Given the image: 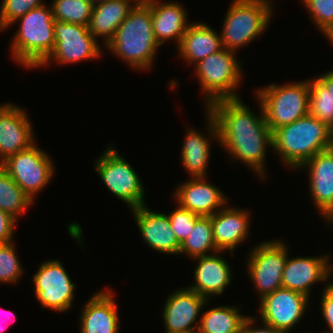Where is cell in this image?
<instances>
[{"label": "cell", "mask_w": 333, "mask_h": 333, "mask_svg": "<svg viewBox=\"0 0 333 333\" xmlns=\"http://www.w3.org/2000/svg\"><path fill=\"white\" fill-rule=\"evenodd\" d=\"M258 104L261 112L256 115L241 98L214 101L205 110L206 130L207 137L215 138L231 159L245 163L265 180L266 150L273 148V142L262 105Z\"/></svg>", "instance_id": "obj_1"}, {"label": "cell", "mask_w": 333, "mask_h": 333, "mask_svg": "<svg viewBox=\"0 0 333 333\" xmlns=\"http://www.w3.org/2000/svg\"><path fill=\"white\" fill-rule=\"evenodd\" d=\"M159 46L153 32L151 5L146 0H138L106 48L129 67L140 71L153 66Z\"/></svg>", "instance_id": "obj_2"}, {"label": "cell", "mask_w": 333, "mask_h": 333, "mask_svg": "<svg viewBox=\"0 0 333 333\" xmlns=\"http://www.w3.org/2000/svg\"><path fill=\"white\" fill-rule=\"evenodd\" d=\"M273 150L289 168L297 169L317 153L332 148V129L309 113L272 132Z\"/></svg>", "instance_id": "obj_3"}, {"label": "cell", "mask_w": 333, "mask_h": 333, "mask_svg": "<svg viewBox=\"0 0 333 333\" xmlns=\"http://www.w3.org/2000/svg\"><path fill=\"white\" fill-rule=\"evenodd\" d=\"M54 21L51 6L43 5L30 10L13 23L19 22L10 49L17 63L25 68H38L51 54L55 43Z\"/></svg>", "instance_id": "obj_4"}, {"label": "cell", "mask_w": 333, "mask_h": 333, "mask_svg": "<svg viewBox=\"0 0 333 333\" xmlns=\"http://www.w3.org/2000/svg\"><path fill=\"white\" fill-rule=\"evenodd\" d=\"M273 10L272 0H232L220 34L223 48L237 52L262 35Z\"/></svg>", "instance_id": "obj_5"}, {"label": "cell", "mask_w": 333, "mask_h": 333, "mask_svg": "<svg viewBox=\"0 0 333 333\" xmlns=\"http://www.w3.org/2000/svg\"><path fill=\"white\" fill-rule=\"evenodd\" d=\"M309 80L278 85L269 84L257 89L255 96L261 103L265 121L271 132L291 124L309 113Z\"/></svg>", "instance_id": "obj_6"}, {"label": "cell", "mask_w": 333, "mask_h": 333, "mask_svg": "<svg viewBox=\"0 0 333 333\" xmlns=\"http://www.w3.org/2000/svg\"><path fill=\"white\" fill-rule=\"evenodd\" d=\"M236 53L223 48L195 65L200 90L206 95L205 108L217 100L240 98L235 91L242 82V63Z\"/></svg>", "instance_id": "obj_7"}, {"label": "cell", "mask_w": 333, "mask_h": 333, "mask_svg": "<svg viewBox=\"0 0 333 333\" xmlns=\"http://www.w3.org/2000/svg\"><path fill=\"white\" fill-rule=\"evenodd\" d=\"M95 170L108 190L129 205L130 210L146 205L141 179L112 145L95 161Z\"/></svg>", "instance_id": "obj_8"}, {"label": "cell", "mask_w": 333, "mask_h": 333, "mask_svg": "<svg viewBox=\"0 0 333 333\" xmlns=\"http://www.w3.org/2000/svg\"><path fill=\"white\" fill-rule=\"evenodd\" d=\"M32 144L1 163V167L12 177L32 202L52 180L54 163L44 150Z\"/></svg>", "instance_id": "obj_9"}, {"label": "cell", "mask_w": 333, "mask_h": 333, "mask_svg": "<svg viewBox=\"0 0 333 333\" xmlns=\"http://www.w3.org/2000/svg\"><path fill=\"white\" fill-rule=\"evenodd\" d=\"M53 31L54 49L38 67H47L52 60L58 64L84 62L99 58L102 54L103 50L88 26L55 19Z\"/></svg>", "instance_id": "obj_10"}, {"label": "cell", "mask_w": 333, "mask_h": 333, "mask_svg": "<svg viewBox=\"0 0 333 333\" xmlns=\"http://www.w3.org/2000/svg\"><path fill=\"white\" fill-rule=\"evenodd\" d=\"M288 247L281 240L257 244L247 258V271L262 299L282 287V275L288 257Z\"/></svg>", "instance_id": "obj_11"}, {"label": "cell", "mask_w": 333, "mask_h": 333, "mask_svg": "<svg viewBox=\"0 0 333 333\" xmlns=\"http://www.w3.org/2000/svg\"><path fill=\"white\" fill-rule=\"evenodd\" d=\"M32 279L35 296L42 307L57 312L72 308L75 284L60 260L44 261Z\"/></svg>", "instance_id": "obj_12"}, {"label": "cell", "mask_w": 333, "mask_h": 333, "mask_svg": "<svg viewBox=\"0 0 333 333\" xmlns=\"http://www.w3.org/2000/svg\"><path fill=\"white\" fill-rule=\"evenodd\" d=\"M310 298L281 287L259 299V317L262 322L284 333H290L306 313Z\"/></svg>", "instance_id": "obj_13"}, {"label": "cell", "mask_w": 333, "mask_h": 333, "mask_svg": "<svg viewBox=\"0 0 333 333\" xmlns=\"http://www.w3.org/2000/svg\"><path fill=\"white\" fill-rule=\"evenodd\" d=\"M209 302L189 287L171 293L163 307L164 333H197L200 324L198 316Z\"/></svg>", "instance_id": "obj_14"}, {"label": "cell", "mask_w": 333, "mask_h": 333, "mask_svg": "<svg viewBox=\"0 0 333 333\" xmlns=\"http://www.w3.org/2000/svg\"><path fill=\"white\" fill-rule=\"evenodd\" d=\"M31 124L24 109L12 103L0 105V164L36 143Z\"/></svg>", "instance_id": "obj_15"}, {"label": "cell", "mask_w": 333, "mask_h": 333, "mask_svg": "<svg viewBox=\"0 0 333 333\" xmlns=\"http://www.w3.org/2000/svg\"><path fill=\"white\" fill-rule=\"evenodd\" d=\"M300 168L308 170L310 194L319 214L333 223V149L317 153Z\"/></svg>", "instance_id": "obj_16"}, {"label": "cell", "mask_w": 333, "mask_h": 333, "mask_svg": "<svg viewBox=\"0 0 333 333\" xmlns=\"http://www.w3.org/2000/svg\"><path fill=\"white\" fill-rule=\"evenodd\" d=\"M329 255L289 258L282 275V288L299 292L309 297L312 285L328 281L333 273ZM330 264V265H329Z\"/></svg>", "instance_id": "obj_17"}, {"label": "cell", "mask_w": 333, "mask_h": 333, "mask_svg": "<svg viewBox=\"0 0 333 333\" xmlns=\"http://www.w3.org/2000/svg\"><path fill=\"white\" fill-rule=\"evenodd\" d=\"M206 179V177H192L181 183L173 194L176 203L200 217H210L228 203L220 187H216Z\"/></svg>", "instance_id": "obj_18"}, {"label": "cell", "mask_w": 333, "mask_h": 333, "mask_svg": "<svg viewBox=\"0 0 333 333\" xmlns=\"http://www.w3.org/2000/svg\"><path fill=\"white\" fill-rule=\"evenodd\" d=\"M131 211L144 242L151 249L179 255L181 245L172 231L168 214L152 211L145 205Z\"/></svg>", "instance_id": "obj_19"}, {"label": "cell", "mask_w": 333, "mask_h": 333, "mask_svg": "<svg viewBox=\"0 0 333 333\" xmlns=\"http://www.w3.org/2000/svg\"><path fill=\"white\" fill-rule=\"evenodd\" d=\"M227 205L210 217L217 250L223 253L229 250L233 256L235 248L248 238L251 213L237 207H227Z\"/></svg>", "instance_id": "obj_20"}, {"label": "cell", "mask_w": 333, "mask_h": 333, "mask_svg": "<svg viewBox=\"0 0 333 333\" xmlns=\"http://www.w3.org/2000/svg\"><path fill=\"white\" fill-rule=\"evenodd\" d=\"M112 290L96 292L84 304L80 316V333H119V313Z\"/></svg>", "instance_id": "obj_21"}, {"label": "cell", "mask_w": 333, "mask_h": 333, "mask_svg": "<svg viewBox=\"0 0 333 333\" xmlns=\"http://www.w3.org/2000/svg\"><path fill=\"white\" fill-rule=\"evenodd\" d=\"M218 251L211 255L193 258L197 261L194 269L195 284L188 286L200 296L209 300L210 297L223 294L231 282V267Z\"/></svg>", "instance_id": "obj_22"}, {"label": "cell", "mask_w": 333, "mask_h": 333, "mask_svg": "<svg viewBox=\"0 0 333 333\" xmlns=\"http://www.w3.org/2000/svg\"><path fill=\"white\" fill-rule=\"evenodd\" d=\"M151 5V19L156 41L160 46L165 41H176L178 46L185 31L189 27L187 11L179 2H161L146 0Z\"/></svg>", "instance_id": "obj_23"}, {"label": "cell", "mask_w": 333, "mask_h": 333, "mask_svg": "<svg viewBox=\"0 0 333 333\" xmlns=\"http://www.w3.org/2000/svg\"><path fill=\"white\" fill-rule=\"evenodd\" d=\"M177 48L178 54L186 63L196 65L223 49V45L220 33L207 24L198 22L190 23Z\"/></svg>", "instance_id": "obj_24"}, {"label": "cell", "mask_w": 333, "mask_h": 333, "mask_svg": "<svg viewBox=\"0 0 333 333\" xmlns=\"http://www.w3.org/2000/svg\"><path fill=\"white\" fill-rule=\"evenodd\" d=\"M138 0H107L93 6L88 29L96 38L105 40V46L114 37L117 28ZM134 3V4H132Z\"/></svg>", "instance_id": "obj_25"}, {"label": "cell", "mask_w": 333, "mask_h": 333, "mask_svg": "<svg viewBox=\"0 0 333 333\" xmlns=\"http://www.w3.org/2000/svg\"><path fill=\"white\" fill-rule=\"evenodd\" d=\"M183 141L182 166L191 177H206L211 142L194 127L188 129Z\"/></svg>", "instance_id": "obj_26"}, {"label": "cell", "mask_w": 333, "mask_h": 333, "mask_svg": "<svg viewBox=\"0 0 333 333\" xmlns=\"http://www.w3.org/2000/svg\"><path fill=\"white\" fill-rule=\"evenodd\" d=\"M236 306H217L202 314L197 333H240L248 315Z\"/></svg>", "instance_id": "obj_27"}, {"label": "cell", "mask_w": 333, "mask_h": 333, "mask_svg": "<svg viewBox=\"0 0 333 333\" xmlns=\"http://www.w3.org/2000/svg\"><path fill=\"white\" fill-rule=\"evenodd\" d=\"M216 252L218 250L213 239L211 217H199L195 221L192 232L181 244L179 255H188L193 259Z\"/></svg>", "instance_id": "obj_28"}, {"label": "cell", "mask_w": 333, "mask_h": 333, "mask_svg": "<svg viewBox=\"0 0 333 333\" xmlns=\"http://www.w3.org/2000/svg\"><path fill=\"white\" fill-rule=\"evenodd\" d=\"M31 204L30 198L0 166V209L17 220Z\"/></svg>", "instance_id": "obj_29"}, {"label": "cell", "mask_w": 333, "mask_h": 333, "mask_svg": "<svg viewBox=\"0 0 333 333\" xmlns=\"http://www.w3.org/2000/svg\"><path fill=\"white\" fill-rule=\"evenodd\" d=\"M51 4L54 19L89 25L94 6L90 0H53Z\"/></svg>", "instance_id": "obj_30"}, {"label": "cell", "mask_w": 333, "mask_h": 333, "mask_svg": "<svg viewBox=\"0 0 333 333\" xmlns=\"http://www.w3.org/2000/svg\"><path fill=\"white\" fill-rule=\"evenodd\" d=\"M310 85L309 114L333 130V99L328 88L318 79H308Z\"/></svg>", "instance_id": "obj_31"}, {"label": "cell", "mask_w": 333, "mask_h": 333, "mask_svg": "<svg viewBox=\"0 0 333 333\" xmlns=\"http://www.w3.org/2000/svg\"><path fill=\"white\" fill-rule=\"evenodd\" d=\"M15 248L14 242L0 244V284L17 282L24 272Z\"/></svg>", "instance_id": "obj_32"}, {"label": "cell", "mask_w": 333, "mask_h": 333, "mask_svg": "<svg viewBox=\"0 0 333 333\" xmlns=\"http://www.w3.org/2000/svg\"><path fill=\"white\" fill-rule=\"evenodd\" d=\"M314 24L326 38L333 32V0H302Z\"/></svg>", "instance_id": "obj_33"}, {"label": "cell", "mask_w": 333, "mask_h": 333, "mask_svg": "<svg viewBox=\"0 0 333 333\" xmlns=\"http://www.w3.org/2000/svg\"><path fill=\"white\" fill-rule=\"evenodd\" d=\"M44 0H2L0 7V32L32 9L45 5Z\"/></svg>", "instance_id": "obj_34"}, {"label": "cell", "mask_w": 333, "mask_h": 333, "mask_svg": "<svg viewBox=\"0 0 333 333\" xmlns=\"http://www.w3.org/2000/svg\"><path fill=\"white\" fill-rule=\"evenodd\" d=\"M168 217L172 231L175 234L179 244L181 245L192 232L195 221L200 216L189 211L188 209L182 208L177 203V208L168 214Z\"/></svg>", "instance_id": "obj_35"}, {"label": "cell", "mask_w": 333, "mask_h": 333, "mask_svg": "<svg viewBox=\"0 0 333 333\" xmlns=\"http://www.w3.org/2000/svg\"><path fill=\"white\" fill-rule=\"evenodd\" d=\"M328 282L329 284L325 283L326 286L323 288L320 307L323 319L329 329L325 333H333V282L332 280Z\"/></svg>", "instance_id": "obj_36"}, {"label": "cell", "mask_w": 333, "mask_h": 333, "mask_svg": "<svg viewBox=\"0 0 333 333\" xmlns=\"http://www.w3.org/2000/svg\"><path fill=\"white\" fill-rule=\"evenodd\" d=\"M17 221L14 217L0 209V244L12 242Z\"/></svg>", "instance_id": "obj_37"}, {"label": "cell", "mask_w": 333, "mask_h": 333, "mask_svg": "<svg viewBox=\"0 0 333 333\" xmlns=\"http://www.w3.org/2000/svg\"><path fill=\"white\" fill-rule=\"evenodd\" d=\"M254 318V319H253ZM255 316H247L246 319L244 320V323L241 328L240 333H284L283 331L276 329L269 324H266L264 322H261L263 327L261 328H255Z\"/></svg>", "instance_id": "obj_38"}, {"label": "cell", "mask_w": 333, "mask_h": 333, "mask_svg": "<svg viewBox=\"0 0 333 333\" xmlns=\"http://www.w3.org/2000/svg\"><path fill=\"white\" fill-rule=\"evenodd\" d=\"M317 78L328 88L333 99V70L326 72L321 76L319 75Z\"/></svg>", "instance_id": "obj_39"}, {"label": "cell", "mask_w": 333, "mask_h": 333, "mask_svg": "<svg viewBox=\"0 0 333 333\" xmlns=\"http://www.w3.org/2000/svg\"><path fill=\"white\" fill-rule=\"evenodd\" d=\"M0 312L3 314V315H2V314L0 313V314H1L0 318L3 316L1 319L4 318V319H3L4 322H5V318L7 319V321H8V320H9V321H12L13 319H12L10 316H12V315L14 316V315H15V314H14L13 312H11L10 310H7V312H5V310H4V312H3L1 308H0ZM1 319H0V320H1ZM11 319H12V320H11ZM13 322H14V321H13ZM4 324H5V323H4ZM7 326H8V325H6V324L3 325V324L1 323V321H0V333H3V332L5 331V329L7 328Z\"/></svg>", "instance_id": "obj_40"}, {"label": "cell", "mask_w": 333, "mask_h": 333, "mask_svg": "<svg viewBox=\"0 0 333 333\" xmlns=\"http://www.w3.org/2000/svg\"><path fill=\"white\" fill-rule=\"evenodd\" d=\"M92 2L93 5L99 4V3H103L106 2L107 0H90Z\"/></svg>", "instance_id": "obj_41"}, {"label": "cell", "mask_w": 333, "mask_h": 333, "mask_svg": "<svg viewBox=\"0 0 333 333\" xmlns=\"http://www.w3.org/2000/svg\"><path fill=\"white\" fill-rule=\"evenodd\" d=\"M327 40L331 42L330 44L333 46V32L327 37Z\"/></svg>", "instance_id": "obj_42"}, {"label": "cell", "mask_w": 333, "mask_h": 333, "mask_svg": "<svg viewBox=\"0 0 333 333\" xmlns=\"http://www.w3.org/2000/svg\"><path fill=\"white\" fill-rule=\"evenodd\" d=\"M332 149H333V130H332Z\"/></svg>", "instance_id": "obj_43"}]
</instances>
